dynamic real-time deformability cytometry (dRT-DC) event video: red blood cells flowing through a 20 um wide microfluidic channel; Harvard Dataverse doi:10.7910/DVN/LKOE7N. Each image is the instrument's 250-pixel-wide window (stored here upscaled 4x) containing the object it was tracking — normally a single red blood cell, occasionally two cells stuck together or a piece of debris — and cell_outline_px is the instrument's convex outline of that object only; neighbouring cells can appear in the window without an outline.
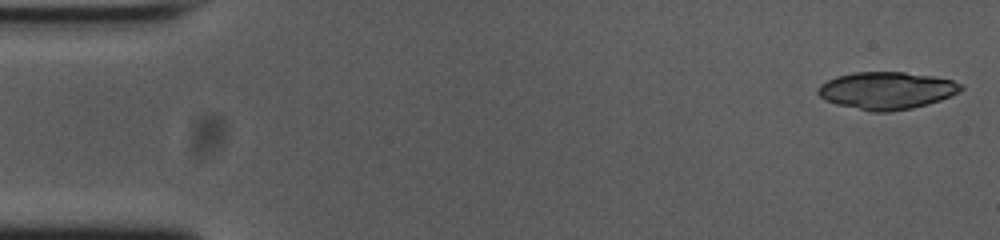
{"species": "common noctule bat (a hibernating species)", "species_latin": "Nyctalus noctula", "temperature_condition": "cold", "stored_images_in_passage": 52, "camera_frame_rate_fps": 3000, "um_per_image_px": 0.085, "animal": {"sex": "female", "body_mass_g": 23.0, "forearm_length_mm": 53.4}, "frame": {"image": 1, "passage_image": 1, "time_ms": 0.0, "image_size_px": [1000, 240], "cell_outline_px": [[964, 88], [960, 92], [940, 100], [928, 104], [912, 108], [888, 112], [872, 112], [836, 104], [824, 100], [816, 92], [820, 84], [836, 76], [856, 72], [904, 72], [932, 76], [952, 80], [964, 84]], "centroid_in_image_um": [75.37, 7.7], "position_along_channel_um": 9.6, "area_um2": 31.27}}